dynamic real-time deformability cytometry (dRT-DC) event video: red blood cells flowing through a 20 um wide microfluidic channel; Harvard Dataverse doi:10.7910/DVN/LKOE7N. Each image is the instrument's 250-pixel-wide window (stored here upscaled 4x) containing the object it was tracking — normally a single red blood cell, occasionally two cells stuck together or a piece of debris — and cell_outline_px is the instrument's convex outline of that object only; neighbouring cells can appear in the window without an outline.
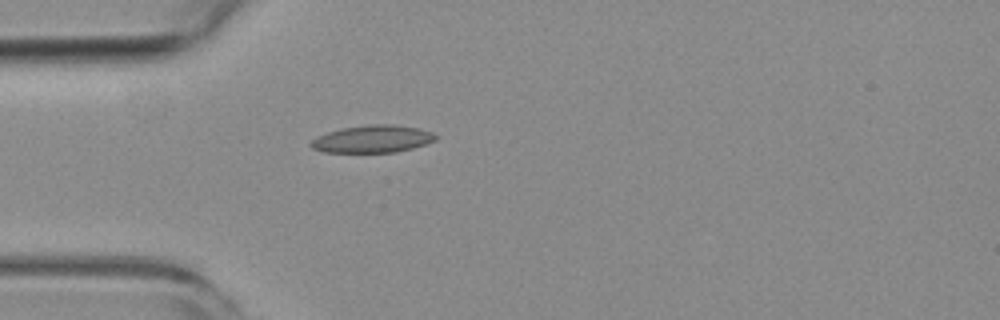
{"species": "common noctule bat (a hibernating species)", "species_latin": "Nyctalus noctula", "temperature_condition": "room temperature", "stored_images_in_passage": 41, "camera_frame_rate_fps": 3000, "um_per_image_px": 0.085, "animal": {"sex": "female", "body_mass_g": 19.3, "forearm_length_mm": 54.1}, "frame": {"image": 1, "passage_image": 1, "time_ms": 0.0, "image_size_px": [1000, 320], "cell_outline_px": [[440, 136], [436, 140], [412, 148], [396, 152], [324, 152], [312, 148], [308, 144], [316, 136], [340, 128], [368, 124], [392, 124], [416, 128], [432, 132]], "centroid_in_image_um": [31.65, 11.81], "position_along_channel_um": 53.4, "area_um2": 20.0}}
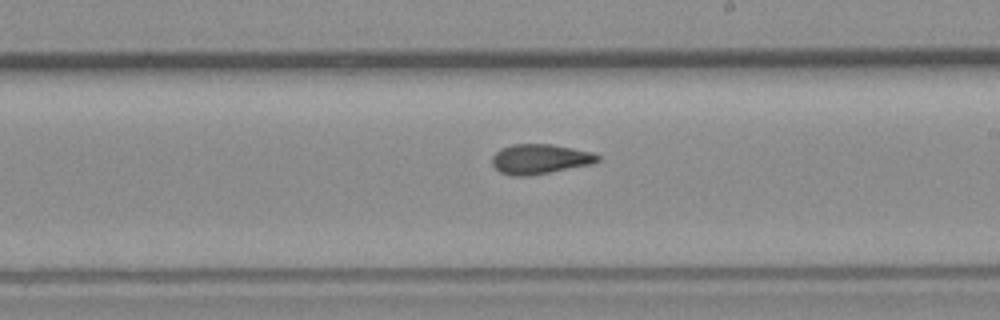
{"frame": {"image": 2, "passage_image": 17, "time_ms": 5.333, "image_size_px": [1000, 320], "cell_outline_px": [[600, 160], [592, 164], [528, 176], [512, 176], [500, 172], [492, 164], [492, 156], [500, 148], [512, 144], [552, 144], [592, 152], [600, 156]], "centroid_in_image_um": [45.88, 13.51], "position_along_channel_um": 243.1, "area_um2": 18.38}}
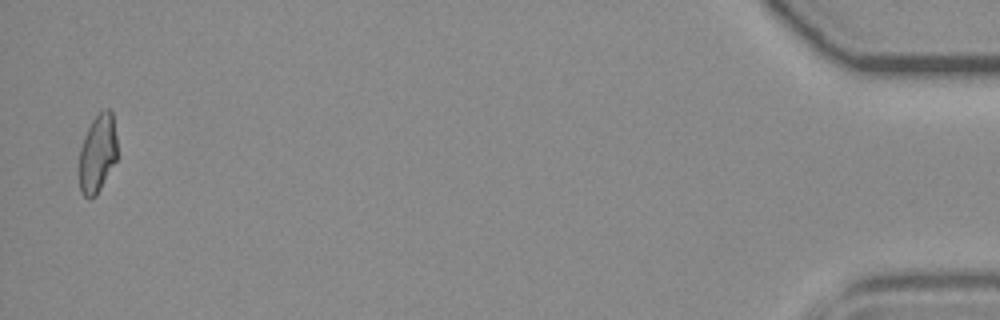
{"frame": {"image": 3, "passage_image": 40, "time_ms": 13.0, "image_size_px": [1000, 320], "cell_outline_px": [[120, 156], [96, 196], [88, 200], [80, 192], [80, 148], [84, 136], [92, 120], [104, 108], [108, 108], [112, 112]], "centroid_in_image_um": [8.34, 13.06], "position_along_channel_um": 426.9, "area_um2": 17.86}, "authors_computed_cell_mechanics": {"area_um2": 18.207, "velocity_mm_per_s": 3.6722, "shape_relaxation_time_tau1_ms": null, "shape_relaxation_time_tau2_ms": 2.1526, "deformation_change_tau1": null, "deformation_change_tau2": 0.0794}}